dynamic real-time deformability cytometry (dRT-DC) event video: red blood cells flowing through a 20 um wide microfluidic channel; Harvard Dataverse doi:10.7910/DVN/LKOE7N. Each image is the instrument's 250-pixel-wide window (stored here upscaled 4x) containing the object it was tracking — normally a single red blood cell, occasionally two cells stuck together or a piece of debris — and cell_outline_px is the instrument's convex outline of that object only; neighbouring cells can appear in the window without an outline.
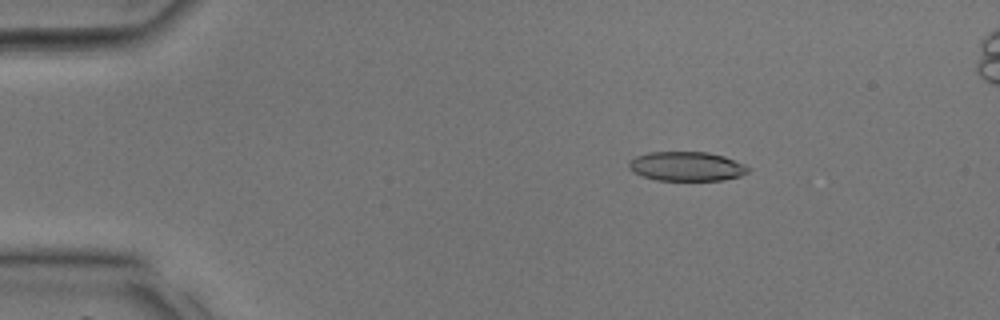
{"species": "common noctule bat (a hibernating species)", "species_latin": "Nyctalus noctula", "temperature_condition": "room temperature", "stored_images_in_passage": 12, "camera_frame_rate_fps": 3000, "um_per_image_px": 0.085, "animal": {"sex": "male", "body_mass_g": 17.9, "forearm_length_mm": 54.2}, "frame": {"image": 1, "passage_image": 6, "time_ms": 1.667, "image_size_px": [1000, 320], "cell_outline_px": [[748, 172], [740, 176], [720, 180], [656, 180], [632, 172], [628, 168], [628, 160], [636, 156], [648, 152], [708, 152], [724, 156], [744, 164], [748, 168]], "centroid_in_image_um": [58.31, 14.13], "position_along_channel_um": 26.7, "area_um2": 20.35}}